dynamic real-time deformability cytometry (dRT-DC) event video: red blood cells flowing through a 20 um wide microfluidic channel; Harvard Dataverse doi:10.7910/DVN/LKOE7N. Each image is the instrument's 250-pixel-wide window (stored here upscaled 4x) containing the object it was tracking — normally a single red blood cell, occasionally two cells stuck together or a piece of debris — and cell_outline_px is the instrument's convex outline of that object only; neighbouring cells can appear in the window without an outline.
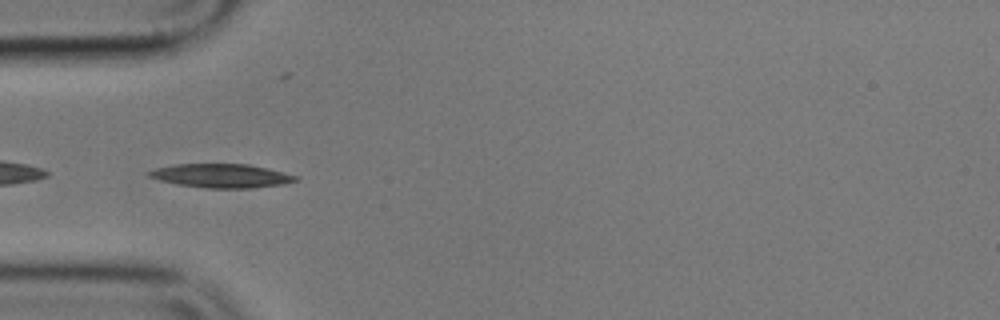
{"species": "common noctule bat (a hibernating species)", "species_latin": "Nyctalus noctula", "temperature_condition": "cold", "stored_images_in_passage": 24, "camera_frame_rate_fps": 3000, "um_per_image_px": 0.085, "animal": {"sex": "male", "body_mass_g": 17.9}, "frame": {"image": 1, "passage_image": 1, "time_ms": 0.0, "image_size_px": [1000, 320], "cell_outline_px": [[300, 180], [284, 184], [252, 188], [204, 188], [176, 184], [160, 180], [148, 176], [144, 172], [156, 168], [176, 164], [248, 164], [268, 168], [296, 176]], "centroid_in_image_um": [18.8, 14.94], "position_along_channel_um": 66.2, "area_um2": 20.4}}
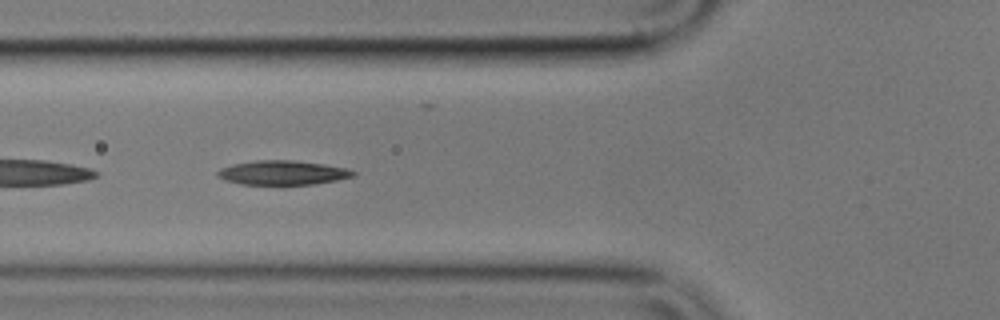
{"frame": {"image": 2, "passage_image": 4, "time_ms": 1.0, "image_size_px": [1000, 320], "cell_outline_px": [[356, 176], [336, 180], [312, 184], [240, 184], [224, 180], [216, 176], [216, 172], [220, 168], [232, 164], [256, 160], [292, 160], [324, 164], [348, 168], [356, 172]], "centroid_in_image_um": [24.01, 14.67], "position_along_channel_um": 101.8, "area_um2": 19.25}}